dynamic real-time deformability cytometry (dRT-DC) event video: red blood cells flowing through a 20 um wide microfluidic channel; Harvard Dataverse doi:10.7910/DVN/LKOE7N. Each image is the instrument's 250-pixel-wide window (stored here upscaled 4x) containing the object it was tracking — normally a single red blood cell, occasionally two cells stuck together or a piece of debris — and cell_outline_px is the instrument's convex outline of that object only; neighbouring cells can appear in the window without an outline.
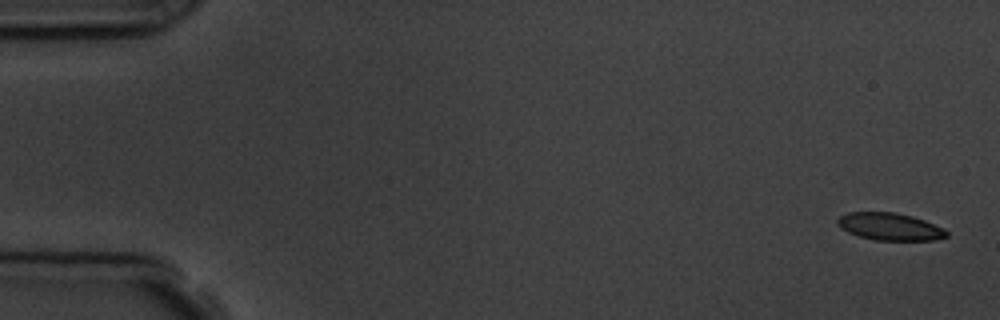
{"species": "common noctule bat (a hibernating species)", "species_latin": "Nyctalus noctula", "temperature_condition": "room temperature", "stored_images_in_passage": 5, "camera_frame_rate_fps": 3000, "um_per_image_px": 0.085, "animal": {"sex": "male", "body_mass_g": 19.5, "forearm_length_mm": 54.6}, "frame": {"image": 1, "passage_image": 1, "time_ms": 0.0, "image_size_px": [1000, 320], "cell_outline_px": [[948, 236], [932, 240], [876, 240], [860, 236], [848, 232], [840, 228], [836, 224], [836, 220], [840, 216], [848, 212], [896, 212], [912, 216], [924, 220], [944, 228], [948, 232]], "centroid_in_image_um": [75.62, 19.25], "position_along_channel_um": 9.4, "area_um2": 17.4}}
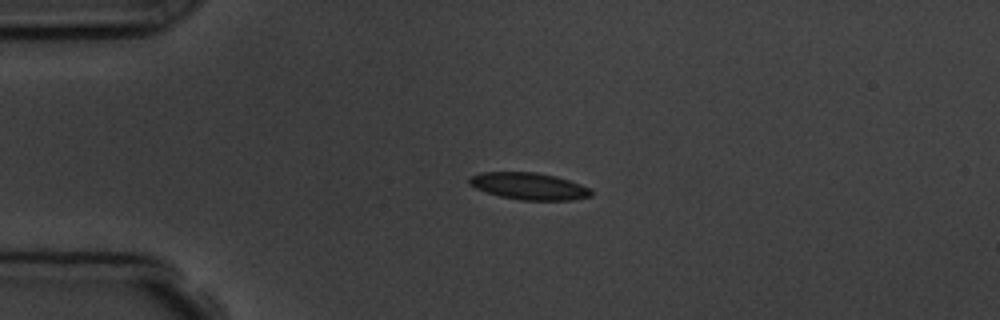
{"frame": {"image": 2, "passage_image": 4, "time_ms": 3.667, "image_size_px": [1000, 320], "cell_outline_px": [[592, 196], [572, 200], [520, 200], [500, 196], [476, 188], [468, 184], [468, 176], [480, 172], [536, 172], [556, 176], [580, 184], [588, 188], [592, 192]], "centroid_in_image_um": [44.93, 15.81], "position_along_channel_um": 40.1, "area_um2": 19.13}}